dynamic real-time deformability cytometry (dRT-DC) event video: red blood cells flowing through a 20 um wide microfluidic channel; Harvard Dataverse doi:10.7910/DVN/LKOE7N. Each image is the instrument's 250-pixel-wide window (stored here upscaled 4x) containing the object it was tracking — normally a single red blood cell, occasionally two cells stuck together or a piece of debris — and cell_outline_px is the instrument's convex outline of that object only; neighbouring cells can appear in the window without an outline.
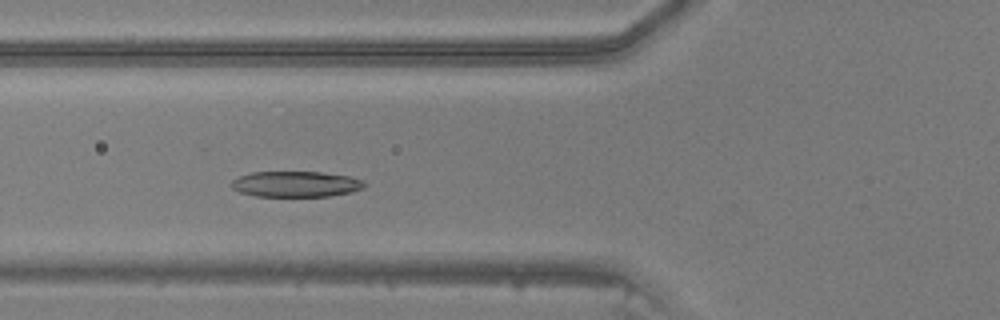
{"species": "common noctule bat (a hibernating species)", "species_latin": "Nyctalus noctula", "temperature_condition": "warm", "stored_images_in_passage": 35, "camera_frame_rate_fps": 3000, "um_per_image_px": 0.085, "animal": {"sex": "male", "body_mass_g": 20.5, "forearm_length_mm": 52.5}, "frame": {"image": 1, "passage_image": 6, "time_ms": 1.667, "image_size_px": [1000, 320], "cell_outline_px": [[364, 188], [352, 192], [328, 196], [256, 196], [240, 192], [232, 188], [232, 180], [240, 176], [252, 172], [320, 172], [348, 176], [364, 180]], "centroid_in_image_um": [25.16, 15.65], "position_along_channel_um": 100.6, "area_um2": 19.83}}
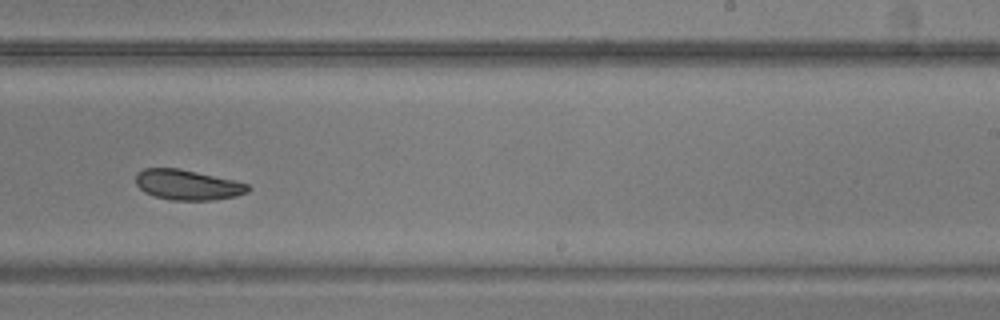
{"frame": {"image": 2, "passage_image": 18, "time_ms": 5.667, "image_size_px": [1000, 320], "cell_outline_px": [[252, 188], [248, 192], [236, 196], [212, 200], [172, 200], [156, 196], [144, 192], [136, 184], [136, 172], [144, 168], [180, 168], [236, 180], [248, 184]], "centroid_in_image_um": [15.97, 15.7], "position_along_channel_um": 273.0, "area_um2": 19.94}}
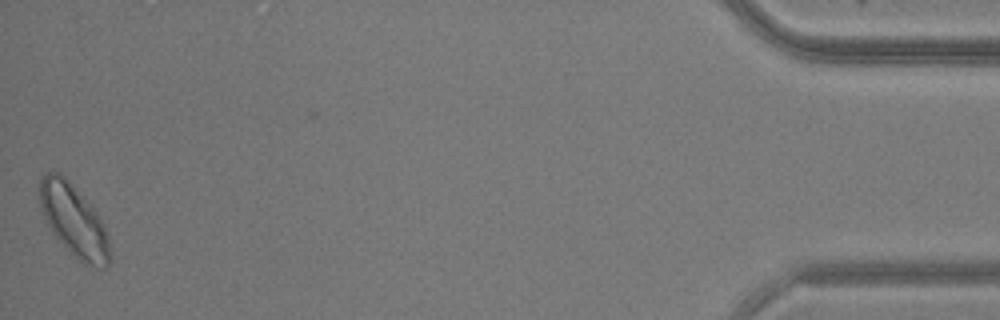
{"frame": {"image": 3, "passage_image": 35, "time_ms": 11.333, "image_size_px": [1000, 320], "cell_outline_px": [[112, 256], [108, 264], [104, 268], [100, 268], [84, 264], [52, 232], [40, 208], [40, 176], [48, 172], [60, 172], [92, 204], [100, 216], [104, 224], [108, 236]], "centroid_in_image_um": [6.32, 18.72], "position_along_channel_um": 428.9, "area_um2": 29.42}}